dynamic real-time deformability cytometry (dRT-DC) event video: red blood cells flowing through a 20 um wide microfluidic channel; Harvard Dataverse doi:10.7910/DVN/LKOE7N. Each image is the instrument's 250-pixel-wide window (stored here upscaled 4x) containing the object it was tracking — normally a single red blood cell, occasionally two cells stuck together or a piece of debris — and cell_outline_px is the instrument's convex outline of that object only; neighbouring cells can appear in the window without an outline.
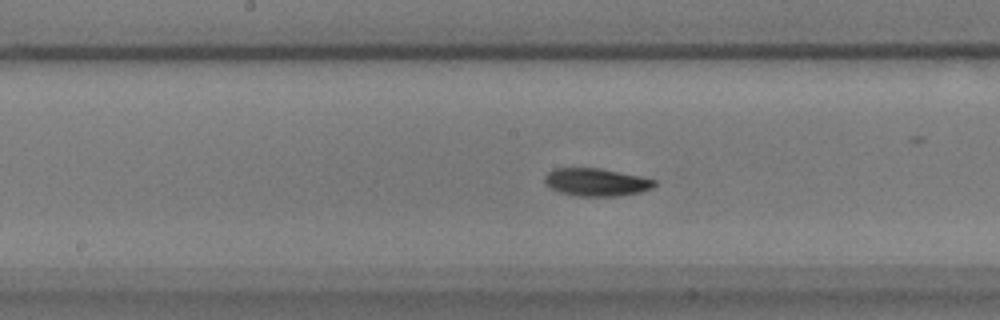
{"species": "common noctule bat (a hibernating species)", "species_latin": "Nyctalus noctula", "temperature_condition": "warm", "stored_images_in_passage": 37, "camera_frame_rate_fps": 3000, "um_per_image_px": 0.085, "animal": {"sex": "male", "body_mass_g": 17.9}, "frame": {"image": 1, "passage_image": 12, "time_ms": 3.667, "image_size_px": [1000, 320], "cell_outline_px": [[656, 184], [652, 188], [640, 192], [616, 196], [576, 196], [560, 192], [544, 184], [544, 176], [552, 168], [600, 168], [640, 176], [656, 180]], "centroid_in_image_um": [50.66, 15.48], "position_along_channel_um": 197.5, "area_um2": 17.8}}
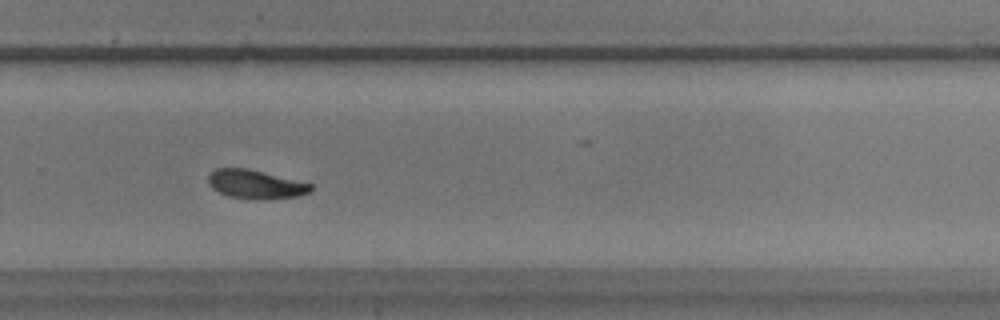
{"frame": {"image": 2, "passage_image": 21, "time_ms": 6.667, "image_size_px": [1000, 320], "cell_outline_px": [[312, 192], [300, 196], [264, 200], [256, 200], [228, 196], [212, 188], [208, 184], [208, 176], [216, 168], [248, 168], [312, 184]], "centroid_in_image_um": [21.74, 15.68], "position_along_channel_um": 308.1, "area_um2": 17.34}}
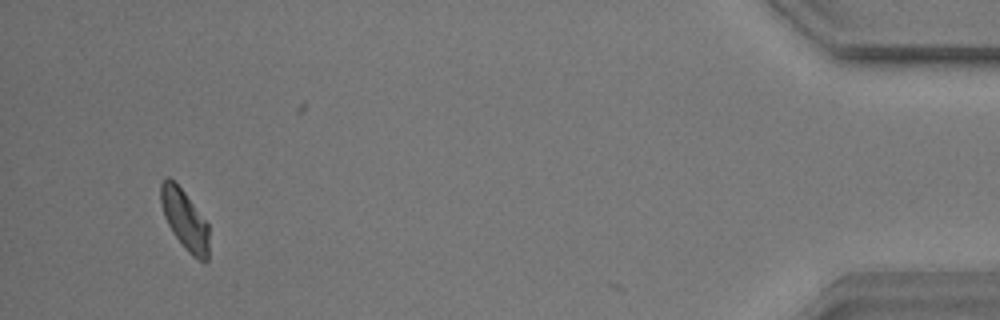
{"frame": {"image": 3, "passage_image": 36, "time_ms": 11.667, "image_size_px": [1000, 320], "cell_outline_px": [[208, 260], [204, 264], [192, 256], [188, 252], [172, 232], [164, 216], [160, 200], [160, 184], [168, 176], [184, 192], [208, 224]], "centroid_in_image_um": [15.7, 18.71], "position_along_channel_um": 419.5, "area_um2": 16.65}, "authors_computed_cell_mechanics": {"area_um2": 17.3978, "velocity_mm_per_s": 3.6991, "shape_relaxation_time_tau1_ms": 3.9482, "shape_relaxation_time_tau2_ms": 6.6786, "deformation_change_tau1": 0.1232, "deformation_change_tau2": 0.0959}}